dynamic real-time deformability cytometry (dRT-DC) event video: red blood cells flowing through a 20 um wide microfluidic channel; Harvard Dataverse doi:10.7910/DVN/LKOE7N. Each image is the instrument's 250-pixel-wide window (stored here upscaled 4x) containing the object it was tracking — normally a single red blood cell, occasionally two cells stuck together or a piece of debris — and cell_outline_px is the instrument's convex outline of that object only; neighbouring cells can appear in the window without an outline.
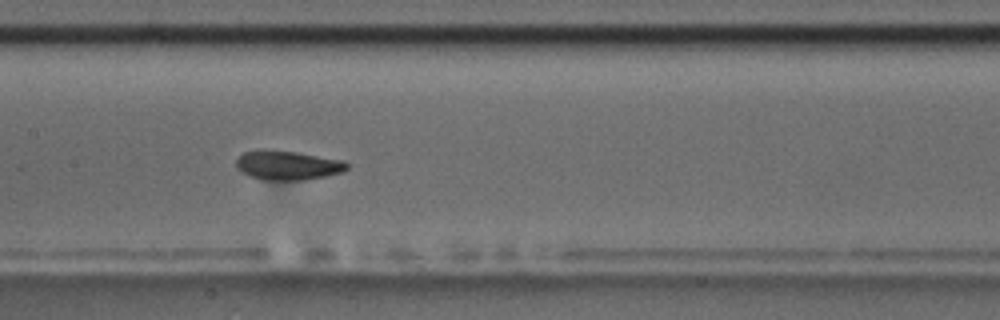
{"species": "common noctule bat (a hibernating species)", "species_latin": "Nyctalus noctula", "temperature_condition": "room temperature", "stored_images_in_passage": 9, "camera_frame_rate_fps": 3000, "um_per_image_px": 0.085, "animal": {"sex": "male", "body_mass_g": 17.5, "forearm_length_mm": 52.3}, "frame": {"image": 1, "passage_image": 8, "time_ms": 8.0, "image_size_px": [1000, 320], "cell_outline_px": [[348, 168], [344, 172], [304, 180], [260, 180], [240, 172], [236, 168], [236, 160], [244, 152], [256, 148], [268, 148], [300, 152], [344, 160], [348, 164]], "centroid_in_image_um": [24.42, 14.02], "position_along_channel_um": 183.0, "area_um2": 19.54}}
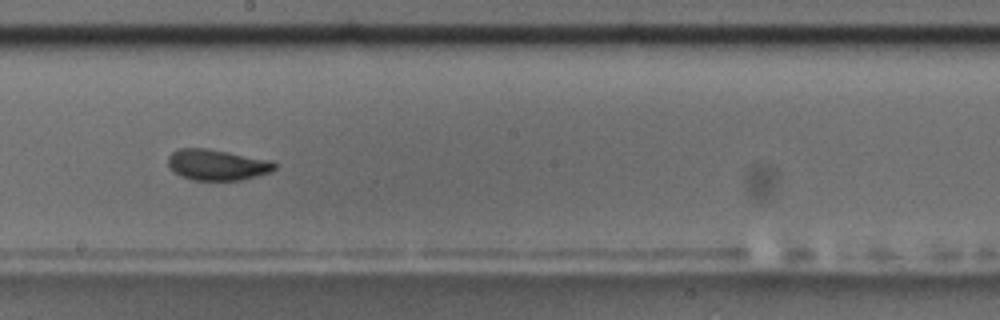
{"frame": {"image": 2, "passage_image": 9, "time_ms": 9.333, "image_size_px": [1000, 320], "cell_outline_px": [[276, 168], [268, 172], [256, 176], [240, 180], [192, 180], [180, 176], [168, 164], [168, 156], [172, 152], [180, 148], [208, 148], [272, 160], [276, 164]], "centroid_in_image_um": [18.45, 14.0], "position_along_channel_um": 229.7, "area_um2": 19.13}}